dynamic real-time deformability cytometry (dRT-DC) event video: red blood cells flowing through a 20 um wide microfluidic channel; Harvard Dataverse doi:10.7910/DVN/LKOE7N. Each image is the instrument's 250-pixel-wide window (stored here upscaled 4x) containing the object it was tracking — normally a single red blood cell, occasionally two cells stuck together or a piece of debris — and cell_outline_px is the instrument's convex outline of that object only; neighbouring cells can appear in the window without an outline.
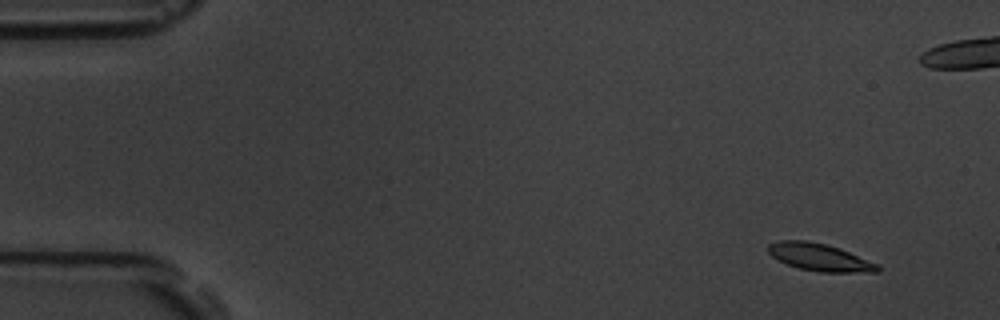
{"species": "common noctule bat (a hibernating species)", "species_latin": "Nyctalus noctula", "temperature_condition": "room temperature", "stored_images_in_passage": 8, "segment_of_instrument_passage": [1, 2], "camera_frame_rate_fps": 3000, "um_per_image_px": 0.085, "animal": {"sex": "male", "body_mass_g": 19.5, "forearm_length_mm": 54.6}, "frame": {"image": 1, "passage_image": 1, "time_ms": 0.0, "image_size_px": [1000, 320], "cell_outline_px": [[880, 272], [820, 272], [800, 268], [788, 264], [772, 256], [768, 252], [768, 244], [780, 240], [804, 240], [824, 244], [840, 248], [880, 264]], "centroid_in_image_um": [69.72, 21.87], "position_along_channel_um": 15.3, "area_um2": 17.4}}
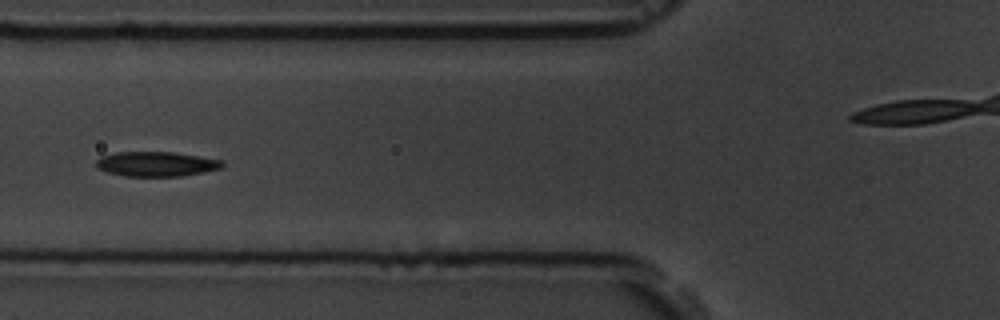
{"frame": {"image": 2, "passage_image": 6, "time_ms": 6.0, "image_size_px": [1000, 320], "cell_outline_px": [[224, 164], [220, 168], [180, 176], [124, 176], [108, 172], [96, 168], [96, 160], [100, 156], [116, 152], [172, 152], [224, 160]], "centroid_in_image_um": [13.24, 13.93], "position_along_channel_um": 112.6, "area_um2": 18.09}}
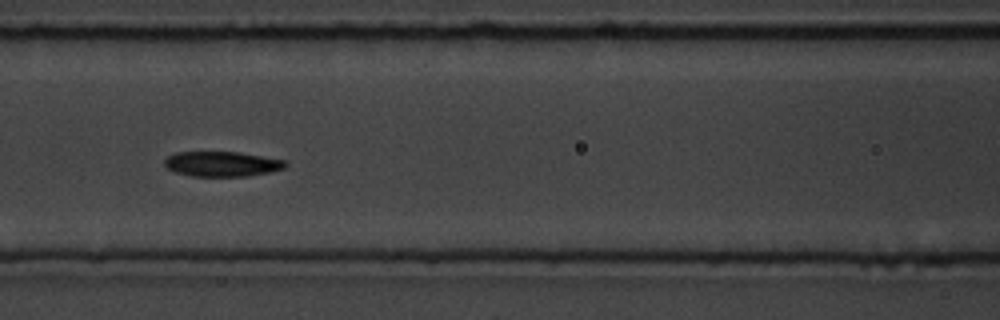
{"frame": {"image": 3, "passage_image": 7, "time_ms": 7.0, "image_size_px": [1000, 320], "cell_outline_px": [[288, 164], [284, 168], [268, 172], [248, 176], [192, 176], [176, 172], [168, 168], [164, 164], [164, 160], [168, 156], [176, 152], [240, 152], [288, 160]], "centroid_in_image_um": [18.91, 13.93], "position_along_channel_um": 147.7, "area_um2": 17.69}}